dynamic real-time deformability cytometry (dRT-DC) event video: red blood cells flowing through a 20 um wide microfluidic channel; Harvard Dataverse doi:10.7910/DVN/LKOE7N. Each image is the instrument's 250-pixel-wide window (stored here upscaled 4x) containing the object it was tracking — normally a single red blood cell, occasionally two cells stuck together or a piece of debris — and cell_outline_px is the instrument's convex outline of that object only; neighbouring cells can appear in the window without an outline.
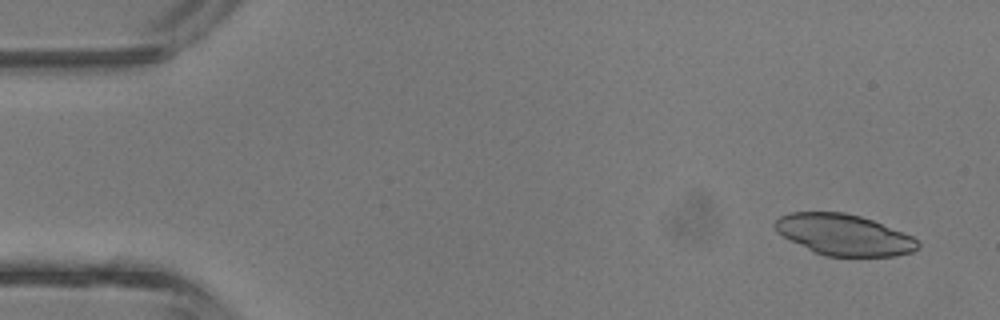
{"species": "common noctule bat (a hibernating species)", "species_latin": "Nyctalus noctula", "temperature_condition": "room temperature", "stored_images_in_passage": 40, "camera_frame_rate_fps": 3000, "um_per_image_px": 0.085, "animal": {"sex": "male", "body_mass_g": 13.3}, "frame": {"image": 1, "passage_image": 2, "time_ms": 0.333, "image_size_px": [1000, 320], "cell_outline_px": [[920, 244], [912, 252], [896, 256], [824, 256], [776, 232], [772, 224], [780, 216], [792, 212], [844, 212], [860, 216], [872, 220], [912, 236]], "centroid_in_image_um": [71.72, 19.95], "position_along_channel_um": 13.3, "area_um2": 33.76}}